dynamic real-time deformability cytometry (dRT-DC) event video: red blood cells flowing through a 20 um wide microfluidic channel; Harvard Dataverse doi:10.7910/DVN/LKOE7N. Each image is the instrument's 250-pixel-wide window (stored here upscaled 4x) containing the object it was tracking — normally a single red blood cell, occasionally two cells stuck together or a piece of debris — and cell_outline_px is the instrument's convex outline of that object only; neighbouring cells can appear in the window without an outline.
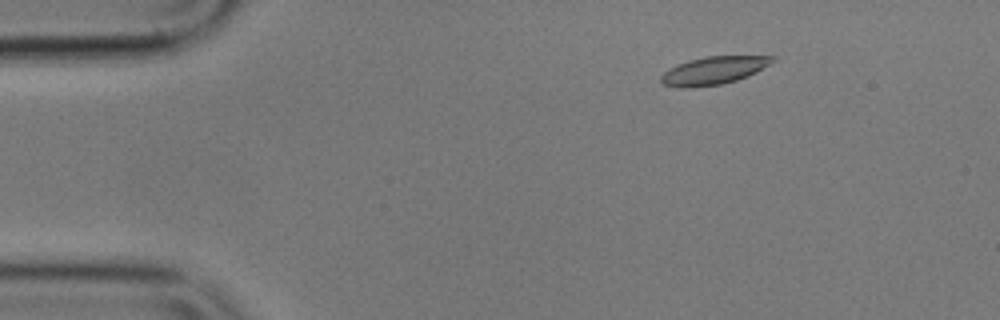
{"species": "common noctule bat (a hibernating species)", "species_latin": "Nyctalus noctula", "temperature_condition": "cold", "stored_images_in_passage": 58, "camera_frame_rate_fps": 3000, "um_per_image_px": 0.085, "animal": {"sex": "male", "body_mass_g": 17.9}, "frame": {"image": 1, "passage_image": 9, "time_ms": 2.667, "image_size_px": [1000, 320], "cell_outline_px": [[776, 60], [756, 72], [748, 76], [736, 80], [720, 84], [688, 88], [680, 88], [660, 84], [660, 76], [668, 68], [676, 64], [688, 60], [704, 56], [776, 56]], "centroid_in_image_um": [60.61, 5.99], "position_along_channel_um": 24.4, "area_um2": 18.26}}
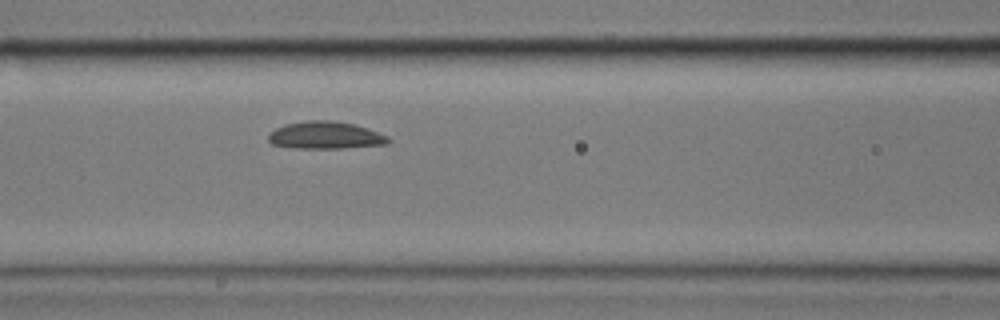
{"frame": {"image": 2, "passage_image": 25, "time_ms": 8.0, "image_size_px": [1000, 320], "cell_outline_px": [[392, 140], [388, 144], [344, 148], [296, 148], [272, 144], [268, 140], [268, 136], [276, 128], [284, 124], [304, 120], [332, 120], [352, 124], [368, 128], [388, 136]], "centroid_in_image_um": [27.68, 11.5], "position_along_channel_um": 138.9, "area_um2": 19.19}}
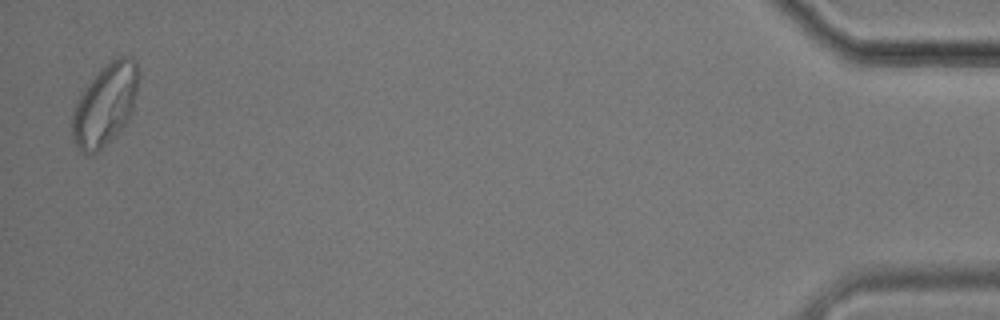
{"frame": {"image": 3, "passage_image": 57, "time_ms": 18.667, "image_size_px": [1000, 320], "cell_outline_px": [[140, 76], [132, 112], [128, 120], [116, 136], [96, 152], [88, 156], [84, 156], [80, 152], [76, 144], [72, 132], [72, 112], [76, 100], [80, 92], [104, 64], [116, 56], [132, 56], [140, 72]], "centroid_in_image_um": [8.94, 8.88], "position_along_channel_um": 426.3, "area_um2": 32.08}, "authors_computed_cell_mechanics": {"area_um2": 18.9584, "velocity_mm_per_s": 3.5324, "shape_relaxation_time_tau1_ms": 8.1427, "shape_relaxation_time_tau2_ms": null, "deformation_change_tau1": 0.1289, "deformation_change_tau2": null}}